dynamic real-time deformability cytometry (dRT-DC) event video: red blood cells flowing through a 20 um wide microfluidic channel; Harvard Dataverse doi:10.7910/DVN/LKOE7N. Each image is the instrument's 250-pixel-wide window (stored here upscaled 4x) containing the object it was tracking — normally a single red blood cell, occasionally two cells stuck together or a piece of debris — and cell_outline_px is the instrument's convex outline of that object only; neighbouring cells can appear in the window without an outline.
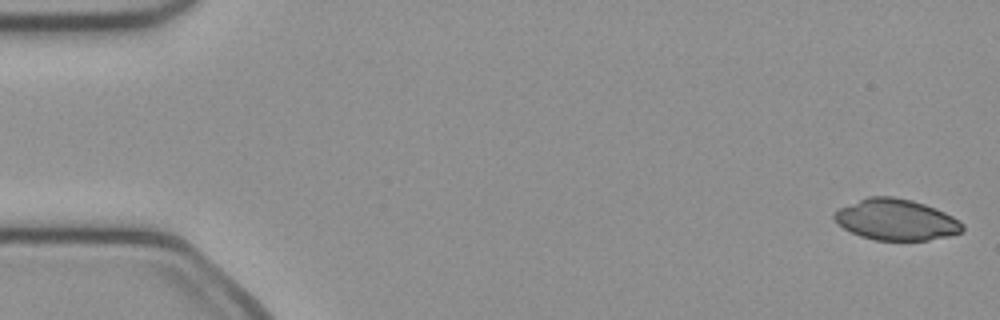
{"species": "common noctule bat (a hibernating species)", "species_latin": "Nyctalus noctula", "temperature_condition": "cold", "stored_images_in_passage": 50, "camera_frame_rate_fps": 3000, "um_per_image_px": 0.085, "animal": {"sex": "female", "body_mass_g": 21.9}, "frame": {"image": 1, "passage_image": 1, "time_ms": 0.0, "image_size_px": [1000, 320], "cell_outline_px": [[964, 232], [948, 236], [928, 240], [876, 240], [860, 236], [844, 228], [832, 216], [832, 212], [840, 208], [868, 196], [892, 196], [912, 200], [936, 208], [960, 220], [964, 224]], "centroid_in_image_um": [76.2, 18.67], "position_along_channel_um": 8.8, "area_um2": 30.69}}